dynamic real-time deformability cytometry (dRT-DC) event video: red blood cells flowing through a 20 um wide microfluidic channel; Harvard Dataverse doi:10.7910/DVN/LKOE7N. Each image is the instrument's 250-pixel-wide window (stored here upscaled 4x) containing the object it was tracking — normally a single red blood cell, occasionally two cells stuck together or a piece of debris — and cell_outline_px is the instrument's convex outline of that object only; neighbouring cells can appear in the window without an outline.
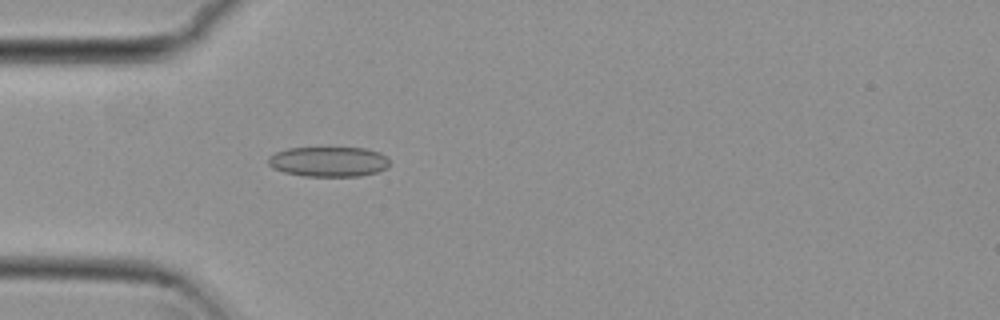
{"species": "common noctule bat (a hibernating species)", "species_latin": "Nyctalus noctula", "temperature_condition": "cold", "stored_images_in_passage": 50, "camera_frame_rate_fps": 3000, "um_per_image_px": 0.085, "animal": {"sex": "female", "body_mass_g": 29.2, "forearm_length_mm": 56.3}, "frame": {"image": 1, "passage_image": 16, "time_ms": 5.0, "image_size_px": [1000, 320], "cell_outline_px": [[392, 164], [388, 168], [376, 172], [360, 176], [304, 176], [284, 172], [272, 168], [268, 164], [268, 156], [276, 152], [288, 148], [364, 148], [380, 152]], "centroid_in_image_um": [27.93, 13.74], "position_along_channel_um": 57.1, "area_um2": 21.33}}
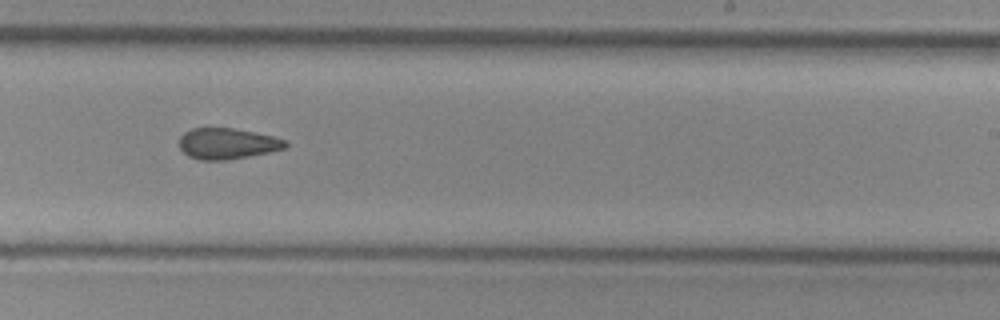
{"frame": {"image": 2, "passage_image": 33, "time_ms": 10.667, "image_size_px": [1000, 320], "cell_outline_px": [[288, 148], [228, 160], [200, 160], [188, 156], [180, 148], [180, 136], [184, 132], [192, 128], [236, 128], [272, 136], [284, 140], [288, 144]], "centroid_in_image_um": [19.31, 12.2], "position_along_channel_um": 269.7, "area_um2": 19.13}}
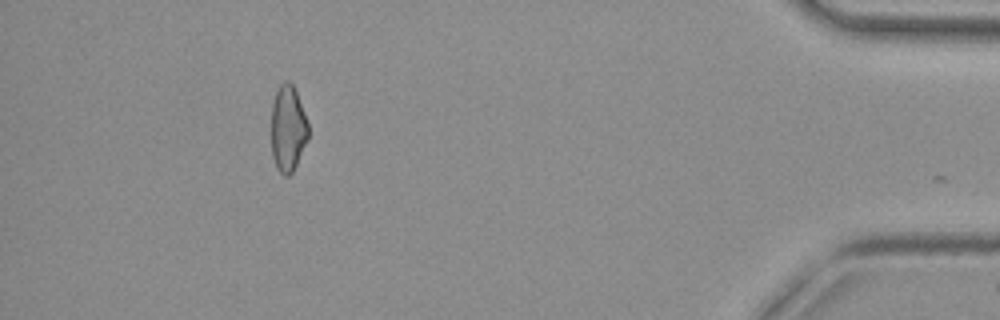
{"frame": {"image": 3, "passage_image": 49, "time_ms": 16.0, "image_size_px": [1000, 320], "cell_outline_px": [[308, 140], [292, 172], [288, 176], [284, 176], [276, 168], [272, 156], [272, 104], [276, 92], [280, 84], [284, 80], [288, 80], [292, 84], [296, 92], [308, 120]], "centroid_in_image_um": [24.48, 10.92], "position_along_channel_um": 410.7, "area_um2": 18.61}, "authors_computed_cell_mechanics": {"area_um2": 19.9699, "velocity_mm_per_s": 3.8278, "shape_relaxation_time_tau1_ms": null, "shape_relaxation_time_tau2_ms": 4.1004, "deformation_change_tau1": null, "deformation_change_tau2": 0.1063}}